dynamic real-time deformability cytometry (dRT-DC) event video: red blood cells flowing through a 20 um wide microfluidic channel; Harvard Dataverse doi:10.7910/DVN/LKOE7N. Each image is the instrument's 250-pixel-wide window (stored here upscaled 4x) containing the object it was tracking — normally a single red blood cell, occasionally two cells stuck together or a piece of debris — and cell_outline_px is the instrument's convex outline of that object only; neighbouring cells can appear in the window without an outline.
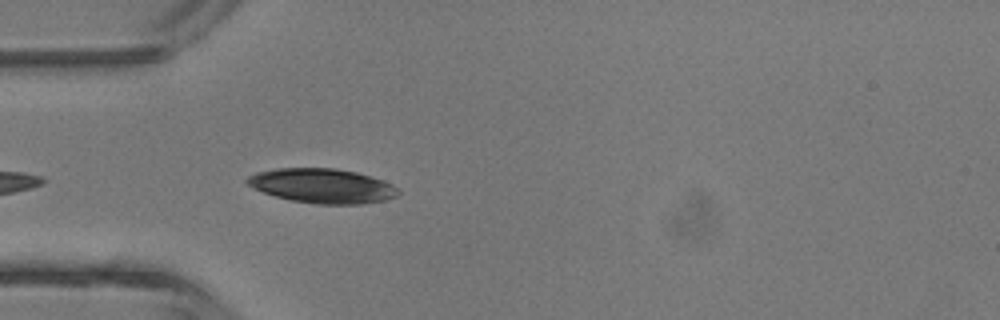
{"species": "common noctule bat (a hibernating species)", "species_latin": "Nyctalus noctula", "temperature_condition": "room temperature", "stored_images_in_passage": 3, "camera_frame_rate_fps": 3000, "um_per_image_px": 0.085, "animal": {"sex": "male", "body_mass_g": 13.3}, "frame": {"image": 1, "passage_image": 3, "time_ms": 2.333, "image_size_px": [1000, 320], "cell_outline_px": [[400, 192], [396, 196], [384, 200], [360, 204], [316, 204], [292, 200], [276, 196], [264, 192], [248, 184], [244, 180], [248, 176], [256, 172], [276, 168], [336, 168], [356, 172], [384, 180], [392, 184]], "centroid_in_image_um": [27.4, 15.79], "position_along_channel_um": 57.6, "area_um2": 30.23}}